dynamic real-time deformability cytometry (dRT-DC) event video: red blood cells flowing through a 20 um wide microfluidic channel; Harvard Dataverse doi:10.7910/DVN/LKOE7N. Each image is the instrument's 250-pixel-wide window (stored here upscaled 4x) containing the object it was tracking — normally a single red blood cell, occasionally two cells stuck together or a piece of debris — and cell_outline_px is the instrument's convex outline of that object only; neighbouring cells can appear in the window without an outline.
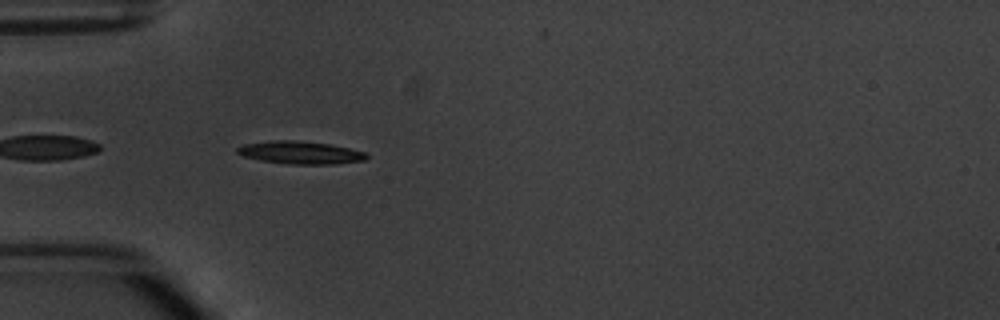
{"species": "common noctule bat (a hibernating species)", "species_latin": "Nyctalus noctula", "temperature_condition": "warm", "stored_images_in_passage": 8, "camera_frame_rate_fps": 3000, "um_per_image_px": 0.085, "animal": {"sex": "male", "body_mass_g": 20.1, "forearm_length_mm": 53.5}, "frame": {"image": 1, "passage_image": 4, "time_ms": 3.667, "image_size_px": [1000, 320], "cell_outline_px": [[368, 156], [364, 160], [336, 164], [288, 164], [260, 160], [244, 156], [236, 152], [236, 148], [244, 144], [272, 140], [292, 140], [328, 144], [348, 148], [364, 152]], "centroid_in_image_um": [25.49, 12.97], "position_along_channel_um": 59.5, "area_um2": 16.94}}
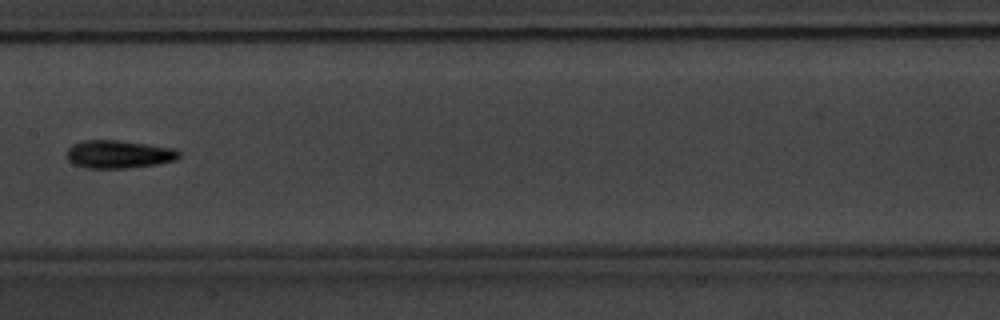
{"frame": {"image": 2, "passage_image": 7, "time_ms": 7.333, "image_size_px": [1000, 320], "cell_outline_px": [[180, 156], [176, 160], [156, 164], [128, 168], [84, 168], [68, 160], [68, 148], [72, 144], [80, 140], [120, 140], [176, 148], [180, 152]], "centroid_in_image_um": [10.11, 13.1], "position_along_channel_um": 197.3, "area_um2": 18.44}}
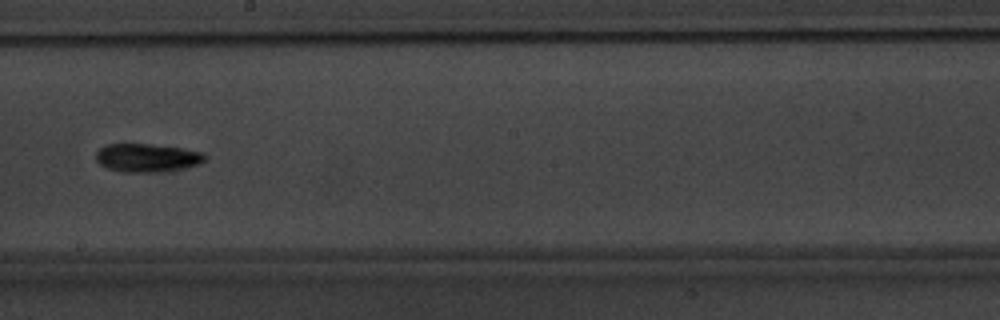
{"frame": {"image": 3, "passage_image": 8, "time_ms": 8.333, "image_size_px": [1000, 320], "cell_outline_px": [[208, 160], [200, 164], [184, 168], [148, 172], [120, 172], [108, 168], [100, 164], [96, 160], [96, 152], [100, 148], [108, 144], [148, 144], [180, 148], [204, 152], [208, 156]], "centroid_in_image_um": [12.54, 13.41], "position_along_channel_um": 235.7, "area_um2": 17.98}}